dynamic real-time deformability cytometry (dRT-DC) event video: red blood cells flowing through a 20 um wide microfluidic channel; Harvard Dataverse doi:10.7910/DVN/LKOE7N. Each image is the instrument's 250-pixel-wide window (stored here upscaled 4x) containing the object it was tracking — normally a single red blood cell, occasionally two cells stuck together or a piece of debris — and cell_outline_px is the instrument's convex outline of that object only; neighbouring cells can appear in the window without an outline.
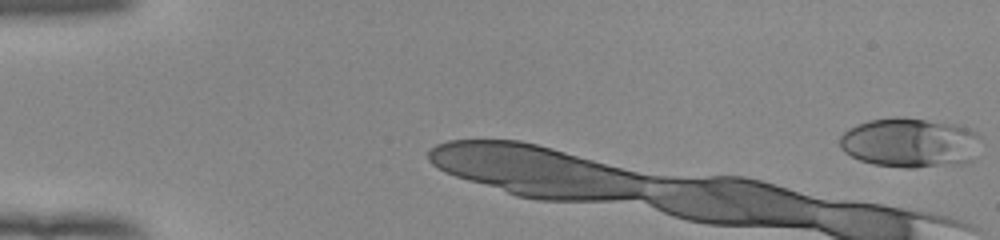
{"species": "human", "species_latin": "Homo sapiens", "temperature_condition": "room temperature", "stored_images_in_passage": 10, "camera_frame_rate_fps": 3000, "um_per_image_px": 0.085, "donor": {"sex": "female"}, "frame": {"image": 1, "passage_image": 1, "time_ms": 0.0, "image_size_px": [1000, 240], "cell_outline_px": [[980, 136], [976, 160], [960, 164], [916, 168], [904, 168], [872, 164], [860, 160], [844, 152], [840, 148], [840, 136], [848, 128], [856, 124], [868, 120], [896, 116], [904, 116], [956, 124], [968, 128], [976, 132]], "centroid_in_image_um": [77.37, 12.13], "position_along_channel_um": 7.6, "area_um2": 41.67}}